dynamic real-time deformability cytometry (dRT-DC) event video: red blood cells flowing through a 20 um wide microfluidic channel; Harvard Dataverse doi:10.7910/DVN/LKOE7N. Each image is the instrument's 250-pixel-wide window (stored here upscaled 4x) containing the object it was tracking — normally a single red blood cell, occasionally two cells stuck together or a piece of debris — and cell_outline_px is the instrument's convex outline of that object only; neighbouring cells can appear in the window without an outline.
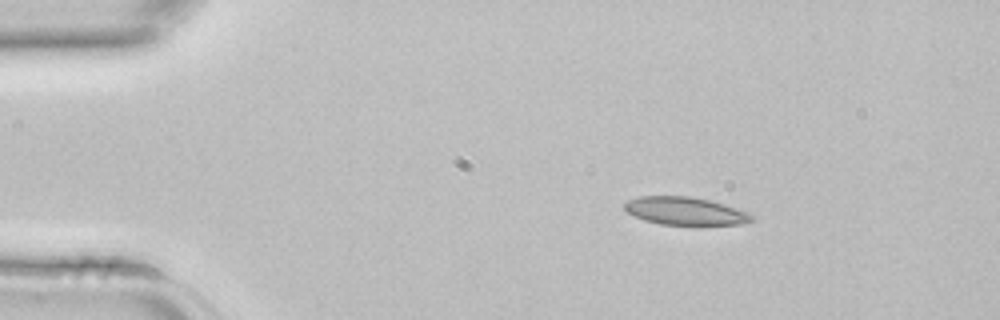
{"species": "common noctule bat (a hibernating species)", "species_latin": "Nyctalus noctula", "temperature_condition": "room temperature", "stored_images_in_passage": 3, "camera_frame_rate_fps": 3000, "um_per_image_px": 0.085, "animal": {"sex": "female", "body_mass_g": 22.7, "forearm_length_mm": 54.2}, "frame": {"image": 1, "passage_image": 1, "time_ms": 0.0, "image_size_px": [1000, 320], "cell_outline_px": [[752, 220], [740, 224], [660, 224], [644, 220], [628, 212], [624, 208], [624, 204], [628, 200], [640, 196], [688, 196], [708, 200], [724, 204], [748, 212], [752, 216]], "centroid_in_image_um": [58.21, 17.92], "position_along_channel_um": 26.8, "area_um2": 20.23}}
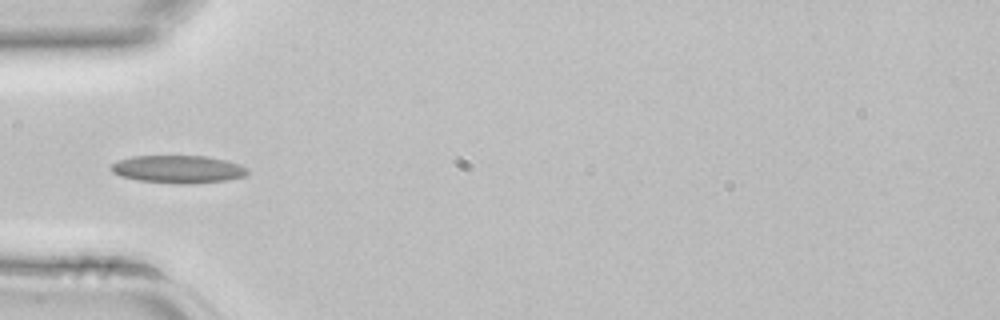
{"frame": {"image": 2, "passage_image": 3, "time_ms": 0.667, "image_size_px": [1000, 320], "cell_outline_px": [[248, 172], [244, 176], [228, 180], [188, 184], [180, 184], [136, 180], [120, 176], [112, 172], [108, 168], [112, 164], [120, 160], [132, 156], [204, 156], [228, 160], [240, 164], [248, 168]], "centroid_in_image_um": [15.14, 14.38], "position_along_channel_um": 69.9, "area_um2": 22.2}}